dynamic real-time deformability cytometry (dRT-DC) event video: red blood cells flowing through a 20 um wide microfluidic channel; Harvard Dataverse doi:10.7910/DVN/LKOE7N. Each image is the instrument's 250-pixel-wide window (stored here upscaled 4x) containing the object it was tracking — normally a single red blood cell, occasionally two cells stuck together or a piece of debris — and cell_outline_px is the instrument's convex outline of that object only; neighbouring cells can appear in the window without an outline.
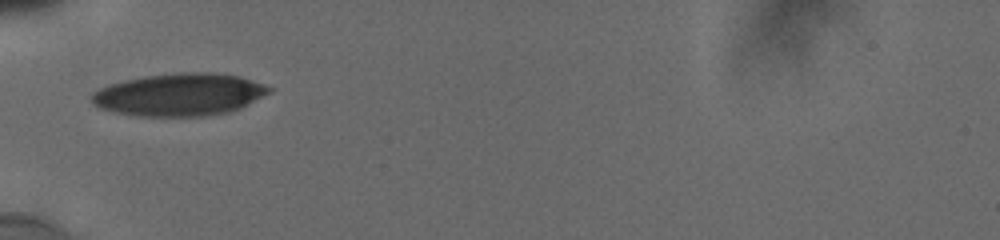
{"species": "human", "species_latin": "Homo sapiens", "temperature_condition": "cold", "stored_images_in_passage": 47, "camera_frame_rate_fps": 3000, "um_per_image_px": 0.085, "donor": {"sex": "male"}, "frame": {"image": 1, "passage_image": 1, "time_ms": 0.0, "image_size_px": [1000, 240], "cell_outline_px": [[272, 88], [268, 92], [248, 104], [240, 108], [228, 112], [204, 116], [136, 116], [116, 112], [100, 108], [92, 104], [92, 92], [108, 84], [124, 80], [144, 76], [180, 72], [204, 72], [236, 76]], "centroid_in_image_um": [15.17, 8.05], "position_along_channel_um": 69.8, "area_um2": 43.41}}
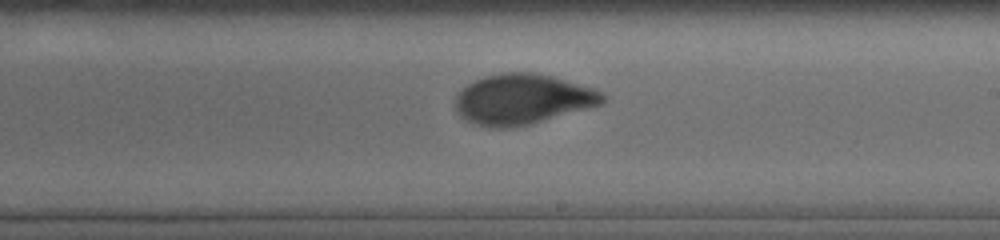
{"frame": {"image": 2, "passage_image": 24, "time_ms": 4.667, "image_size_px": [1000, 240], "cell_outline_px": [[608, 96], [600, 104], [528, 124], [480, 124], [468, 120], [456, 108], [456, 96], [460, 88], [472, 80], [484, 76], [504, 72], [532, 72], [552, 76], [596, 88], [604, 92]], "centroid_in_image_um": [44.46, 8.34], "position_along_channel_um": 244.5, "area_um2": 41.91}}
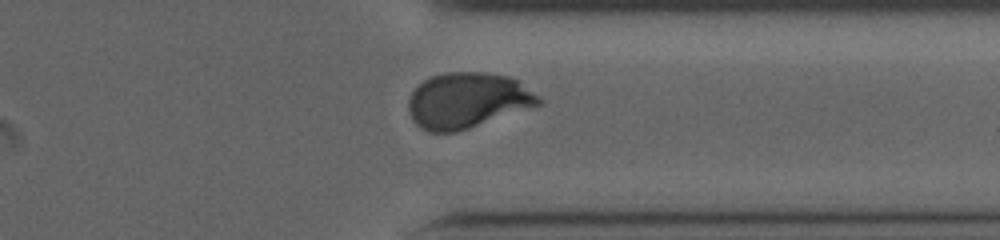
{"frame": {"image": 3, "passage_image": 41, "time_ms": 8.0, "image_size_px": [1000, 240], "cell_outline_px": [[544, 100], [540, 104], [456, 132], [432, 132], [420, 128], [412, 120], [408, 108], [408, 100], [412, 92], [424, 80], [432, 76], [448, 72], [488, 72], [508, 76], [516, 80], [540, 96]], "centroid_in_image_um": [39.71, 8.53], "position_along_channel_um": 371.7, "area_um2": 41.79}, "authors_computed_cell_mechanics": {"area_um2": 42.3674, "velocity_mm_per_s": 3.8133, "shape_relaxation_time_tau1_ms": 5.7861, "shape_relaxation_time_tau2_ms": null, "deformation_change_tau1": 0.1943, "deformation_change_tau2": null}}